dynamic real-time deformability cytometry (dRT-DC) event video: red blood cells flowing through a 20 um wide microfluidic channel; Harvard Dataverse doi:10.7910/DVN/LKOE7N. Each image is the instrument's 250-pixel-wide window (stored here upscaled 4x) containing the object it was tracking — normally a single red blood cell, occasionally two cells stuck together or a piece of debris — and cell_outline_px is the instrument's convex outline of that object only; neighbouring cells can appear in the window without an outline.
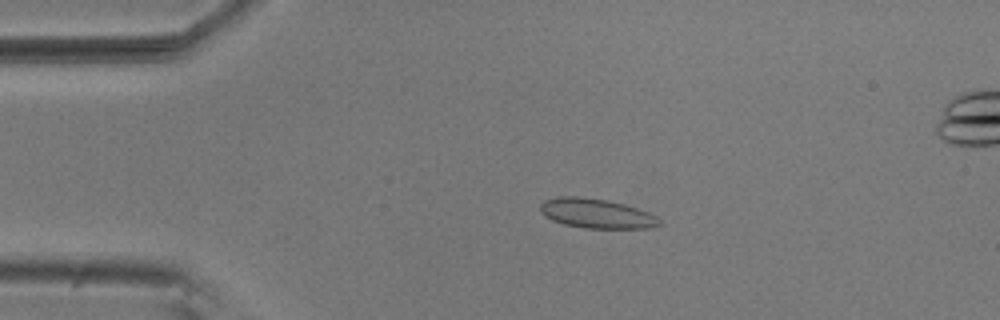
{"species": "common noctule bat (a hibernating species)", "species_latin": "Nyctalus noctula", "temperature_condition": "room temperature", "stored_images_in_passage": 5, "camera_frame_rate_fps": 3000, "um_per_image_px": 0.085, "animal": {"sex": "male", "body_mass_g": 20.5, "forearm_length_mm": 52.5}, "frame": {"image": 1, "passage_image": 3, "time_ms": 0.667, "image_size_px": [1000, 320], "cell_outline_px": [[664, 224], [648, 228], [584, 228], [564, 224], [552, 220], [544, 216], [540, 212], [540, 204], [544, 200], [556, 196], [576, 196], [608, 200], [624, 204], [648, 212], [656, 216]], "centroid_in_image_um": [50.68, 18.14], "position_along_channel_um": 34.3, "area_um2": 20.63}}